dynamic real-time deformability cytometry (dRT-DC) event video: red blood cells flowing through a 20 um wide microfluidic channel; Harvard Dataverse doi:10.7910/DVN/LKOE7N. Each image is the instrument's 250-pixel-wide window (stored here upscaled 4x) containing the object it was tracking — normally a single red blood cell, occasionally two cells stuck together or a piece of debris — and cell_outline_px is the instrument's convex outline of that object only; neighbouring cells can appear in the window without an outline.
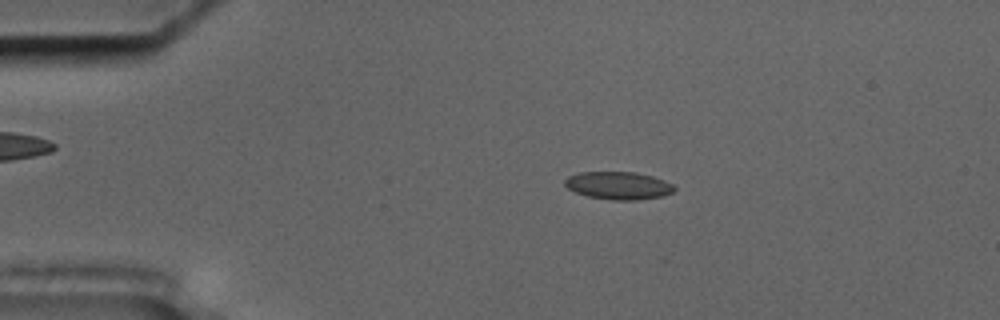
{"species": "common noctule bat (a hibernating species)", "species_latin": "Nyctalus noctula", "temperature_condition": "cold", "stored_images_in_passage": 57, "camera_frame_rate_fps": 3000, "um_per_image_px": 0.085, "animal": {"sex": "male", "body_mass_g": 17.5, "forearm_length_mm": 52.3}, "frame": {"image": 1, "passage_image": 11, "time_ms": 3.333, "image_size_px": [1000, 320], "cell_outline_px": [[676, 188], [672, 192], [664, 196], [636, 200], [612, 200], [588, 196], [576, 192], [568, 188], [564, 184], [564, 180], [568, 176], [576, 172], [636, 172], [652, 176], [664, 180], [672, 184]], "centroid_in_image_um": [52.56, 15.76], "position_along_channel_um": 32.4, "area_um2": 17.74}}
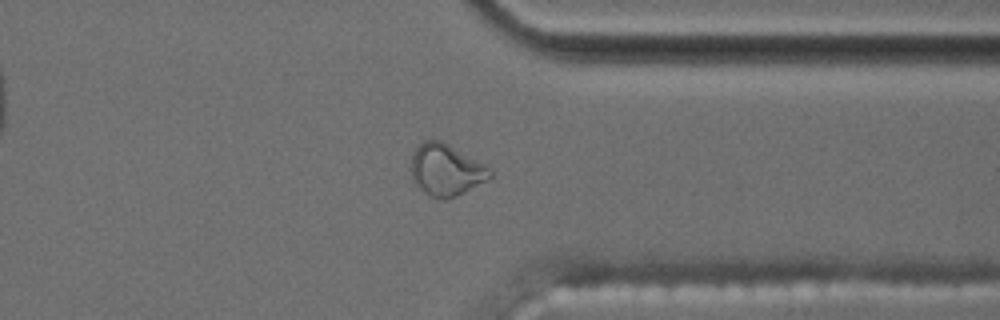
{"frame": {"image": 2, "passage_image": 44, "time_ms": 14.333, "image_size_px": [1000, 320], "cell_outline_px": [[492, 176], [488, 180], [456, 196], [428, 196], [416, 188], [412, 180], [408, 168], [416, 144], [424, 140], [440, 140], [448, 144], [484, 164], [492, 172]], "centroid_in_image_um": [37.83, 14.42], "position_along_channel_um": 373.6, "area_um2": 23.87}}
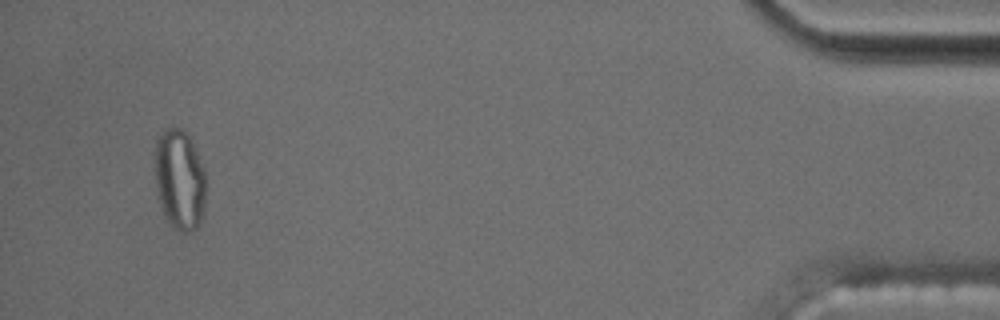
{"frame": {"image": 3, "passage_image": 54, "time_ms": 17.667, "image_size_px": [1000, 320], "cell_outline_px": [[204, 208], [200, 220], [196, 228], [188, 232], [180, 232], [172, 228], [164, 212], [156, 188], [152, 168], [152, 152], [156, 136], [164, 128], [172, 124], [184, 128], [192, 136], [204, 172]], "centroid_in_image_um": [15.2, 15.11], "position_along_channel_um": 420.0, "area_um2": 31.1}, "authors_computed_cell_mechanics": {"area_um2": 17.5712, "velocity_mm_per_s": 3.5456, "shape_relaxation_time_tau1_ms": null, "shape_relaxation_time_tau2_ms": 1.3782, "deformation_change_tau1": null, "deformation_change_tau2": 0.0727}}